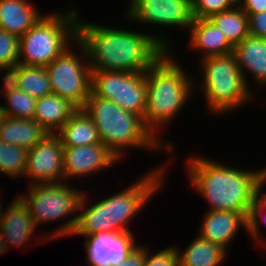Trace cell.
<instances>
[{
	"instance_id": "obj_14",
	"label": "cell",
	"mask_w": 266,
	"mask_h": 266,
	"mask_svg": "<svg viewBox=\"0 0 266 266\" xmlns=\"http://www.w3.org/2000/svg\"><path fill=\"white\" fill-rule=\"evenodd\" d=\"M120 161L105 145L93 144L64 147L63 163L65 181L97 173ZM67 179V180H66Z\"/></svg>"
},
{
	"instance_id": "obj_11",
	"label": "cell",
	"mask_w": 266,
	"mask_h": 266,
	"mask_svg": "<svg viewBox=\"0 0 266 266\" xmlns=\"http://www.w3.org/2000/svg\"><path fill=\"white\" fill-rule=\"evenodd\" d=\"M127 19L166 27L188 28L194 20L191 0H129Z\"/></svg>"
},
{
	"instance_id": "obj_37",
	"label": "cell",
	"mask_w": 266,
	"mask_h": 266,
	"mask_svg": "<svg viewBox=\"0 0 266 266\" xmlns=\"http://www.w3.org/2000/svg\"><path fill=\"white\" fill-rule=\"evenodd\" d=\"M3 118V113L1 112V109H0V121L2 120Z\"/></svg>"
},
{
	"instance_id": "obj_18",
	"label": "cell",
	"mask_w": 266,
	"mask_h": 266,
	"mask_svg": "<svg viewBox=\"0 0 266 266\" xmlns=\"http://www.w3.org/2000/svg\"><path fill=\"white\" fill-rule=\"evenodd\" d=\"M189 29L190 47L204 53L201 59L233 52L234 46L209 19H194Z\"/></svg>"
},
{
	"instance_id": "obj_7",
	"label": "cell",
	"mask_w": 266,
	"mask_h": 266,
	"mask_svg": "<svg viewBox=\"0 0 266 266\" xmlns=\"http://www.w3.org/2000/svg\"><path fill=\"white\" fill-rule=\"evenodd\" d=\"M200 61L204 75L200 90H203L212 113L233 111L252 100L249 82H245L234 52L206 57Z\"/></svg>"
},
{
	"instance_id": "obj_19",
	"label": "cell",
	"mask_w": 266,
	"mask_h": 266,
	"mask_svg": "<svg viewBox=\"0 0 266 266\" xmlns=\"http://www.w3.org/2000/svg\"><path fill=\"white\" fill-rule=\"evenodd\" d=\"M28 0H0V29L23 36L44 14Z\"/></svg>"
},
{
	"instance_id": "obj_30",
	"label": "cell",
	"mask_w": 266,
	"mask_h": 266,
	"mask_svg": "<svg viewBox=\"0 0 266 266\" xmlns=\"http://www.w3.org/2000/svg\"><path fill=\"white\" fill-rule=\"evenodd\" d=\"M191 4L194 19H209L234 7L228 0H191Z\"/></svg>"
},
{
	"instance_id": "obj_27",
	"label": "cell",
	"mask_w": 266,
	"mask_h": 266,
	"mask_svg": "<svg viewBox=\"0 0 266 266\" xmlns=\"http://www.w3.org/2000/svg\"><path fill=\"white\" fill-rule=\"evenodd\" d=\"M28 150L0 140V173L16 178L26 172Z\"/></svg>"
},
{
	"instance_id": "obj_6",
	"label": "cell",
	"mask_w": 266,
	"mask_h": 266,
	"mask_svg": "<svg viewBox=\"0 0 266 266\" xmlns=\"http://www.w3.org/2000/svg\"><path fill=\"white\" fill-rule=\"evenodd\" d=\"M43 15L19 37V61L25 66L49 65L77 40L78 13ZM71 44H70V43Z\"/></svg>"
},
{
	"instance_id": "obj_26",
	"label": "cell",
	"mask_w": 266,
	"mask_h": 266,
	"mask_svg": "<svg viewBox=\"0 0 266 266\" xmlns=\"http://www.w3.org/2000/svg\"><path fill=\"white\" fill-rule=\"evenodd\" d=\"M4 94L8 105H0L3 116L12 118L33 119L37 99L30 94L18 89L5 76L2 77Z\"/></svg>"
},
{
	"instance_id": "obj_33",
	"label": "cell",
	"mask_w": 266,
	"mask_h": 266,
	"mask_svg": "<svg viewBox=\"0 0 266 266\" xmlns=\"http://www.w3.org/2000/svg\"><path fill=\"white\" fill-rule=\"evenodd\" d=\"M145 247L137 245L124 261V266H144Z\"/></svg>"
},
{
	"instance_id": "obj_2",
	"label": "cell",
	"mask_w": 266,
	"mask_h": 266,
	"mask_svg": "<svg viewBox=\"0 0 266 266\" xmlns=\"http://www.w3.org/2000/svg\"><path fill=\"white\" fill-rule=\"evenodd\" d=\"M164 167L161 165L157 169L154 168L130 187L91 206L86 201L88 196L85 192L79 204L81 213L48 233V237L45 233L44 239L47 241L49 238L55 239L73 234L91 236L97 233L132 232L126 226L164 184L163 180L166 178L163 176Z\"/></svg>"
},
{
	"instance_id": "obj_24",
	"label": "cell",
	"mask_w": 266,
	"mask_h": 266,
	"mask_svg": "<svg viewBox=\"0 0 266 266\" xmlns=\"http://www.w3.org/2000/svg\"><path fill=\"white\" fill-rule=\"evenodd\" d=\"M180 252L178 250L180 266H221L228 254L219 245L199 236Z\"/></svg>"
},
{
	"instance_id": "obj_4",
	"label": "cell",
	"mask_w": 266,
	"mask_h": 266,
	"mask_svg": "<svg viewBox=\"0 0 266 266\" xmlns=\"http://www.w3.org/2000/svg\"><path fill=\"white\" fill-rule=\"evenodd\" d=\"M191 79L169 51H165L146 71L144 122L157 139L162 125H168L191 97L195 85Z\"/></svg>"
},
{
	"instance_id": "obj_10",
	"label": "cell",
	"mask_w": 266,
	"mask_h": 266,
	"mask_svg": "<svg viewBox=\"0 0 266 266\" xmlns=\"http://www.w3.org/2000/svg\"><path fill=\"white\" fill-rule=\"evenodd\" d=\"M68 182L28 185V193L19 194L29 208L36 227L42 222L65 218L79 212L84 191L74 189Z\"/></svg>"
},
{
	"instance_id": "obj_29",
	"label": "cell",
	"mask_w": 266,
	"mask_h": 266,
	"mask_svg": "<svg viewBox=\"0 0 266 266\" xmlns=\"http://www.w3.org/2000/svg\"><path fill=\"white\" fill-rule=\"evenodd\" d=\"M265 210H266V193L259 191L254 200V203L250 207L249 214L247 217V228H246L251 237L256 239L258 243L259 242L261 243L263 241V239L260 237L261 233H259L260 230L259 227H261L259 224L260 221L259 219L263 218L264 222H266V218L264 219V217L266 216ZM263 215L264 217H262Z\"/></svg>"
},
{
	"instance_id": "obj_17",
	"label": "cell",
	"mask_w": 266,
	"mask_h": 266,
	"mask_svg": "<svg viewBox=\"0 0 266 266\" xmlns=\"http://www.w3.org/2000/svg\"><path fill=\"white\" fill-rule=\"evenodd\" d=\"M233 52L245 82H248L245 73L249 70L255 82L266 85V39L248 35L234 46Z\"/></svg>"
},
{
	"instance_id": "obj_28",
	"label": "cell",
	"mask_w": 266,
	"mask_h": 266,
	"mask_svg": "<svg viewBox=\"0 0 266 266\" xmlns=\"http://www.w3.org/2000/svg\"><path fill=\"white\" fill-rule=\"evenodd\" d=\"M19 37L0 29V73L5 75L18 65Z\"/></svg>"
},
{
	"instance_id": "obj_12",
	"label": "cell",
	"mask_w": 266,
	"mask_h": 266,
	"mask_svg": "<svg viewBox=\"0 0 266 266\" xmlns=\"http://www.w3.org/2000/svg\"><path fill=\"white\" fill-rule=\"evenodd\" d=\"M64 147L56 134L48 133L28 150L24 176L32 178L29 185L65 182Z\"/></svg>"
},
{
	"instance_id": "obj_21",
	"label": "cell",
	"mask_w": 266,
	"mask_h": 266,
	"mask_svg": "<svg viewBox=\"0 0 266 266\" xmlns=\"http://www.w3.org/2000/svg\"><path fill=\"white\" fill-rule=\"evenodd\" d=\"M47 134L34 119L3 116L0 121V140L26 150L37 145Z\"/></svg>"
},
{
	"instance_id": "obj_32",
	"label": "cell",
	"mask_w": 266,
	"mask_h": 266,
	"mask_svg": "<svg viewBox=\"0 0 266 266\" xmlns=\"http://www.w3.org/2000/svg\"><path fill=\"white\" fill-rule=\"evenodd\" d=\"M249 35L266 39V10L248 16Z\"/></svg>"
},
{
	"instance_id": "obj_13",
	"label": "cell",
	"mask_w": 266,
	"mask_h": 266,
	"mask_svg": "<svg viewBox=\"0 0 266 266\" xmlns=\"http://www.w3.org/2000/svg\"><path fill=\"white\" fill-rule=\"evenodd\" d=\"M85 239L90 266H119L137 246L132 232L97 233Z\"/></svg>"
},
{
	"instance_id": "obj_8",
	"label": "cell",
	"mask_w": 266,
	"mask_h": 266,
	"mask_svg": "<svg viewBox=\"0 0 266 266\" xmlns=\"http://www.w3.org/2000/svg\"><path fill=\"white\" fill-rule=\"evenodd\" d=\"M74 44L80 49L78 50L81 53L80 58L69 46L46 66V70L52 93L69 100L78 109H82L91 94L92 70L84 46L78 40ZM81 55L84 56L83 59Z\"/></svg>"
},
{
	"instance_id": "obj_23",
	"label": "cell",
	"mask_w": 266,
	"mask_h": 266,
	"mask_svg": "<svg viewBox=\"0 0 266 266\" xmlns=\"http://www.w3.org/2000/svg\"><path fill=\"white\" fill-rule=\"evenodd\" d=\"M5 77L18 89L39 99L52 93L49 76L44 66L18 64Z\"/></svg>"
},
{
	"instance_id": "obj_20",
	"label": "cell",
	"mask_w": 266,
	"mask_h": 266,
	"mask_svg": "<svg viewBox=\"0 0 266 266\" xmlns=\"http://www.w3.org/2000/svg\"><path fill=\"white\" fill-rule=\"evenodd\" d=\"M77 109L69 100L51 93L37 99L33 119L48 133L55 134Z\"/></svg>"
},
{
	"instance_id": "obj_31",
	"label": "cell",
	"mask_w": 266,
	"mask_h": 266,
	"mask_svg": "<svg viewBox=\"0 0 266 266\" xmlns=\"http://www.w3.org/2000/svg\"><path fill=\"white\" fill-rule=\"evenodd\" d=\"M150 253L145 247L144 266H180L177 247H167L154 255Z\"/></svg>"
},
{
	"instance_id": "obj_1",
	"label": "cell",
	"mask_w": 266,
	"mask_h": 266,
	"mask_svg": "<svg viewBox=\"0 0 266 266\" xmlns=\"http://www.w3.org/2000/svg\"><path fill=\"white\" fill-rule=\"evenodd\" d=\"M81 21L77 40L86 49L92 71L146 72L165 51H171V41L162 36Z\"/></svg>"
},
{
	"instance_id": "obj_16",
	"label": "cell",
	"mask_w": 266,
	"mask_h": 266,
	"mask_svg": "<svg viewBox=\"0 0 266 266\" xmlns=\"http://www.w3.org/2000/svg\"><path fill=\"white\" fill-rule=\"evenodd\" d=\"M203 217L199 237L227 248L241 227L247 228V218L240 212L208 211Z\"/></svg>"
},
{
	"instance_id": "obj_36",
	"label": "cell",
	"mask_w": 266,
	"mask_h": 266,
	"mask_svg": "<svg viewBox=\"0 0 266 266\" xmlns=\"http://www.w3.org/2000/svg\"><path fill=\"white\" fill-rule=\"evenodd\" d=\"M234 7H240L243 0H228Z\"/></svg>"
},
{
	"instance_id": "obj_35",
	"label": "cell",
	"mask_w": 266,
	"mask_h": 266,
	"mask_svg": "<svg viewBox=\"0 0 266 266\" xmlns=\"http://www.w3.org/2000/svg\"><path fill=\"white\" fill-rule=\"evenodd\" d=\"M8 249L6 247L5 240L2 238L1 231H0V255L6 252Z\"/></svg>"
},
{
	"instance_id": "obj_34",
	"label": "cell",
	"mask_w": 266,
	"mask_h": 266,
	"mask_svg": "<svg viewBox=\"0 0 266 266\" xmlns=\"http://www.w3.org/2000/svg\"><path fill=\"white\" fill-rule=\"evenodd\" d=\"M240 8L249 16L266 10V0H243Z\"/></svg>"
},
{
	"instance_id": "obj_5",
	"label": "cell",
	"mask_w": 266,
	"mask_h": 266,
	"mask_svg": "<svg viewBox=\"0 0 266 266\" xmlns=\"http://www.w3.org/2000/svg\"><path fill=\"white\" fill-rule=\"evenodd\" d=\"M82 109L95 123L102 144L119 160L124 149L131 147L151 150L164 147L165 151H172L174 147L157 139L146 127L144 118L122 109L111 100L91 93Z\"/></svg>"
},
{
	"instance_id": "obj_3",
	"label": "cell",
	"mask_w": 266,
	"mask_h": 266,
	"mask_svg": "<svg viewBox=\"0 0 266 266\" xmlns=\"http://www.w3.org/2000/svg\"><path fill=\"white\" fill-rule=\"evenodd\" d=\"M187 165L189 181L206 199L209 211L240 212L247 218L258 192L266 184V168L245 171L199 155L189 158Z\"/></svg>"
},
{
	"instance_id": "obj_9",
	"label": "cell",
	"mask_w": 266,
	"mask_h": 266,
	"mask_svg": "<svg viewBox=\"0 0 266 266\" xmlns=\"http://www.w3.org/2000/svg\"><path fill=\"white\" fill-rule=\"evenodd\" d=\"M91 93L144 118L147 105L146 72L92 71Z\"/></svg>"
},
{
	"instance_id": "obj_15",
	"label": "cell",
	"mask_w": 266,
	"mask_h": 266,
	"mask_svg": "<svg viewBox=\"0 0 266 266\" xmlns=\"http://www.w3.org/2000/svg\"><path fill=\"white\" fill-rule=\"evenodd\" d=\"M1 209L3 210L0 204V231L7 249L10 246L23 247L36 229L29 208L16 196L4 212Z\"/></svg>"
},
{
	"instance_id": "obj_22",
	"label": "cell",
	"mask_w": 266,
	"mask_h": 266,
	"mask_svg": "<svg viewBox=\"0 0 266 266\" xmlns=\"http://www.w3.org/2000/svg\"><path fill=\"white\" fill-rule=\"evenodd\" d=\"M55 134L60 138L63 147L102 143L95 123L83 109H77Z\"/></svg>"
},
{
	"instance_id": "obj_25",
	"label": "cell",
	"mask_w": 266,
	"mask_h": 266,
	"mask_svg": "<svg viewBox=\"0 0 266 266\" xmlns=\"http://www.w3.org/2000/svg\"><path fill=\"white\" fill-rule=\"evenodd\" d=\"M209 20L221 30L233 46L249 35L248 15L240 7L212 15Z\"/></svg>"
}]
</instances>
